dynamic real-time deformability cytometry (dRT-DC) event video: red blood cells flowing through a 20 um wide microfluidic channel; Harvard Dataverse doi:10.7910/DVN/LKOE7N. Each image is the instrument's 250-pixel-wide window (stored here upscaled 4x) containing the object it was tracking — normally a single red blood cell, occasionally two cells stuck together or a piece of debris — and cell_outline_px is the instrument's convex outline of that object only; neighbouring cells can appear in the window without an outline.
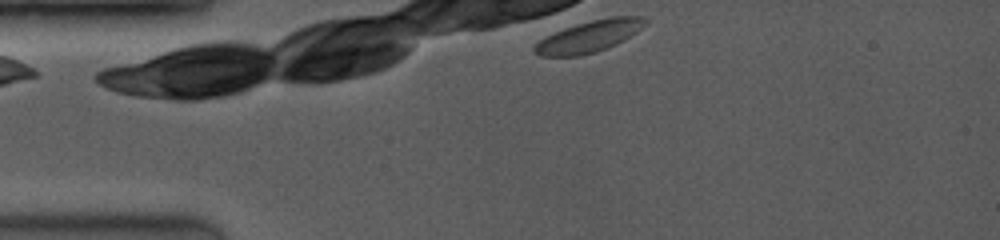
{"species": "common noctule bat (a hibernating species)", "species_latin": "Nyctalus noctula", "temperature_condition": "room temperature", "stored_images_in_passage": 1, "camera_frame_rate_fps": 3500, "um_per_image_px": 0.085, "animal": {"sex": "female", "body_mass_g": 19.0, "forearm_length_mm": 53.3}, "frame": {"image": 1, "passage_image": 1, "time_ms": 0.0, "image_size_px": [1000, 240], "cell_outline_px": [[648, 20], [636, 32], [624, 40], [616, 44], [596, 52], [580, 56], [540, 56], [532, 48], [540, 40], [556, 32], [592, 20], [612, 16], [644, 16]], "centroid_in_image_um": [50.12, 3.1], "position_along_channel_um": 34.9, "area_um2": 19.88}}